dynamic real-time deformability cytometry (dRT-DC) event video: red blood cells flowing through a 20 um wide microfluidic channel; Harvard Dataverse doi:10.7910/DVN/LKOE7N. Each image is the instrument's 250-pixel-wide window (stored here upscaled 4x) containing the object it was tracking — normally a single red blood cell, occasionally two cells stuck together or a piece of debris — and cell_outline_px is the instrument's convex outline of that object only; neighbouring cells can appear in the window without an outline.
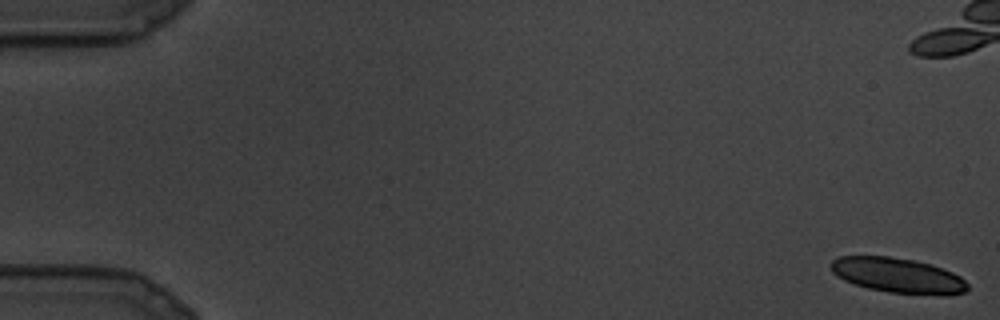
{"species": "common noctule bat (a hibernating species)", "species_latin": "Nyctalus noctula", "temperature_condition": "cold", "stored_images_in_passage": 26, "camera_frame_rate_fps": 3000, "um_per_image_px": 0.085, "animal": {"sex": "male", "body_mass_g": 19.5, "forearm_length_mm": 54.6}, "frame": {"image": 1, "passage_image": 1, "time_ms": 0.0, "image_size_px": [1000, 320], "cell_outline_px": [[968, 288], [964, 292], [948, 296], [940, 296], [888, 292], [868, 288], [844, 280], [836, 276], [832, 272], [828, 264], [832, 260], [840, 256], [888, 256], [916, 260], [932, 264], [952, 272], [960, 276], [968, 284]], "centroid_in_image_um": [76.33, 23.41], "position_along_channel_um": 8.7, "area_um2": 28.32}}